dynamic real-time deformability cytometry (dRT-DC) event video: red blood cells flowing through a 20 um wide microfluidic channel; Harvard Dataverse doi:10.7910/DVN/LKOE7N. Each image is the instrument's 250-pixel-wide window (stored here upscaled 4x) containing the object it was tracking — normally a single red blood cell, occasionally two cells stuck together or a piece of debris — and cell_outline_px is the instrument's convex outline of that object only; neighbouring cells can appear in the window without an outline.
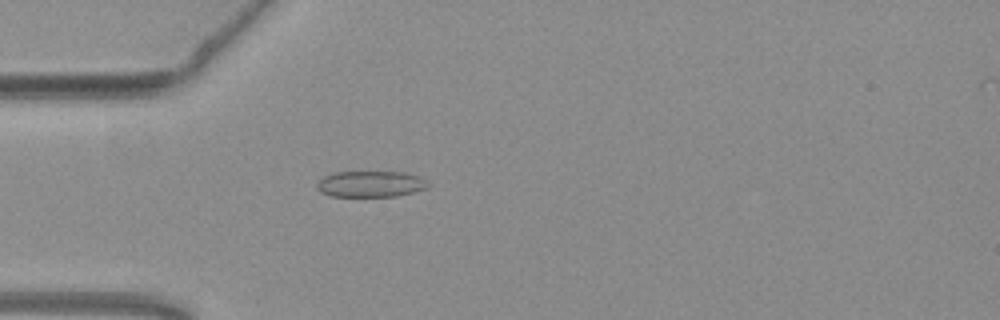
{"species": "common noctule bat (a hibernating species)", "species_latin": "Nyctalus noctula", "temperature_condition": "warm", "stored_images_in_passage": 54, "camera_frame_rate_fps": 3000, "um_per_image_px": 0.085, "animal": {"sex": "female", "body_mass_g": 19.3, "forearm_length_mm": 54.1}, "frame": {"image": 1, "passage_image": 16, "time_ms": 5.0, "image_size_px": [1000, 320], "cell_outline_px": [[428, 188], [396, 196], [328, 196], [320, 192], [316, 188], [316, 184], [324, 176], [336, 172], [404, 172], [420, 176], [428, 180]], "centroid_in_image_um": [31.51, 15.64], "position_along_channel_um": 53.5, "area_um2": 16.99}}
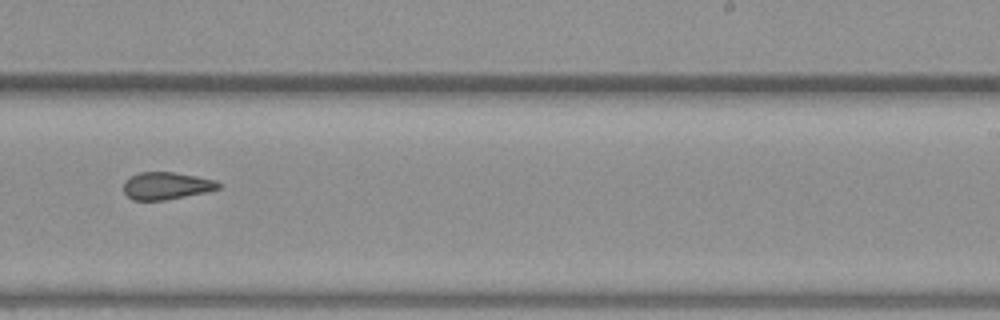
{"frame": {"image": 2, "passage_image": 34, "time_ms": 11.0, "image_size_px": [1000, 320], "cell_outline_px": [[224, 184], [220, 188], [208, 192], [164, 200], [132, 200], [124, 192], [124, 184], [132, 176], [140, 172], [172, 172], [196, 176], [216, 180]], "centroid_in_image_um": [14.21, 15.8], "position_along_channel_um": 274.8, "area_um2": 15.09}}
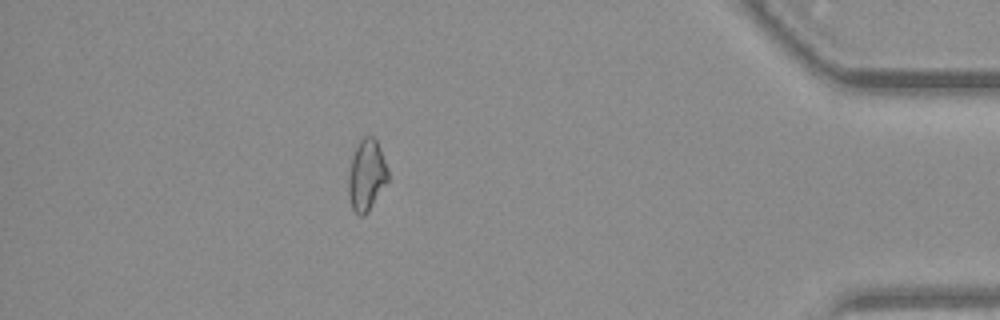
{"frame": {"image": 3, "passage_image": 48, "time_ms": 15.667, "image_size_px": [1000, 320], "cell_outline_px": [[388, 180], [368, 212], [364, 216], [360, 216], [352, 208], [348, 192], [348, 176], [352, 156], [360, 140], [364, 136], [372, 136], [376, 140], [388, 168]], "centroid_in_image_um": [31.15, 14.9], "position_along_channel_um": 404.0, "area_um2": 16.24}, "authors_computed_cell_mechanics": {"area_um2": 16.2418, "velocity_mm_per_s": 3.8025, "shape_relaxation_time_tau1_ms": null, "shape_relaxation_time_tau2_ms": 3.2401, "deformation_change_tau1": null, "deformation_change_tau2": 0.1107}}